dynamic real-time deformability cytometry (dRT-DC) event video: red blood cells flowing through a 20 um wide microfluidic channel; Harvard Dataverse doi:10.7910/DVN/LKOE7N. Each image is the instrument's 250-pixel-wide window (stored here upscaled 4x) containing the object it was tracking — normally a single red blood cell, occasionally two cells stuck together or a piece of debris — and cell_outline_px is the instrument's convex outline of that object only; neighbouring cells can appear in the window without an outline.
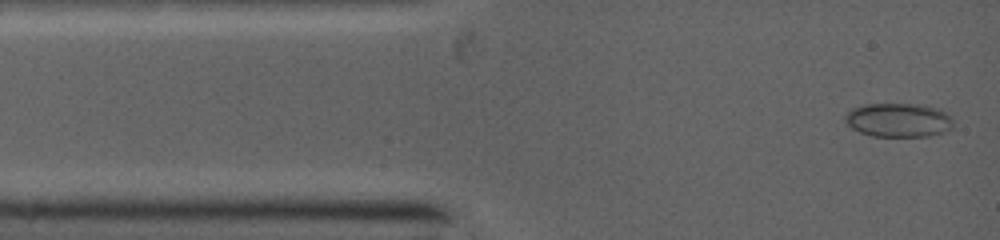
{"species": "common noctule bat (a hibernating species)", "species_latin": "Nyctalus noctula", "temperature_condition": "warm", "stored_images_in_passage": 42, "camera_frame_rate_fps": 5000, "um_per_image_px": 0.085, "animal": {"sex": "female", "body_mass_g": 19.0, "forearm_length_mm": 53.3}, "frame": {"image": 1, "passage_image": 1, "time_ms": 0.0, "image_size_px": [1000, 240], "cell_outline_px": [[952, 120], [948, 128], [940, 132], [928, 136], [876, 136], [860, 132], [852, 128], [848, 124], [848, 112], [852, 108], [868, 104], [924, 104], [936, 108], [944, 112]], "centroid_in_image_um": [76.35, 10.19], "position_along_channel_um": 8.6, "area_um2": 20.69}}
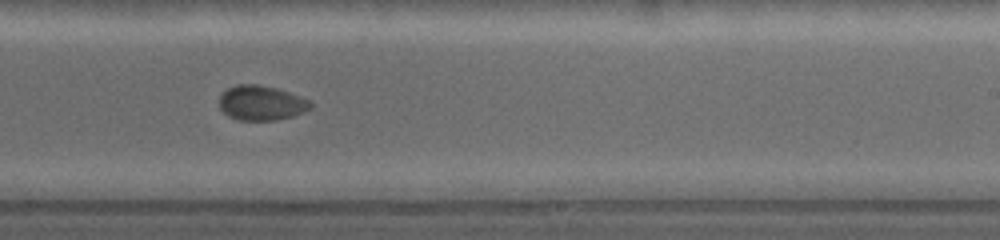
{"frame": {"image": 2, "passage_image": 22, "time_ms": 7.0, "image_size_px": [1000, 240], "cell_outline_px": [[312, 108], [304, 112], [292, 116], [272, 120], [240, 120], [228, 116], [220, 108], [220, 96], [228, 88], [240, 84], [256, 84], [276, 88], [308, 100], [312, 104]], "centroid_in_image_um": [22.2, 8.75], "position_along_channel_um": 266.8, "area_um2": 18.15}}
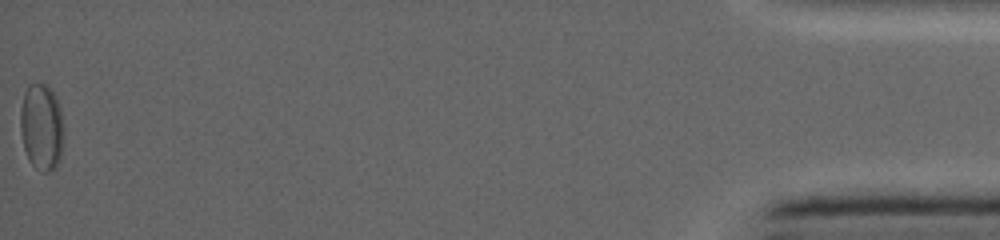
{"frame": {"image": 3, "passage_image": 42, "time_ms": 14.0, "image_size_px": [1000, 240], "cell_outline_px": [[60, 152], [56, 164], [48, 172], [44, 172], [32, 164], [24, 148], [20, 128], [20, 108], [24, 92], [32, 84], [48, 84], [60, 108]], "centroid_in_image_um": [3.46, 10.74], "position_along_channel_um": 431.7, "area_um2": 20.81}}